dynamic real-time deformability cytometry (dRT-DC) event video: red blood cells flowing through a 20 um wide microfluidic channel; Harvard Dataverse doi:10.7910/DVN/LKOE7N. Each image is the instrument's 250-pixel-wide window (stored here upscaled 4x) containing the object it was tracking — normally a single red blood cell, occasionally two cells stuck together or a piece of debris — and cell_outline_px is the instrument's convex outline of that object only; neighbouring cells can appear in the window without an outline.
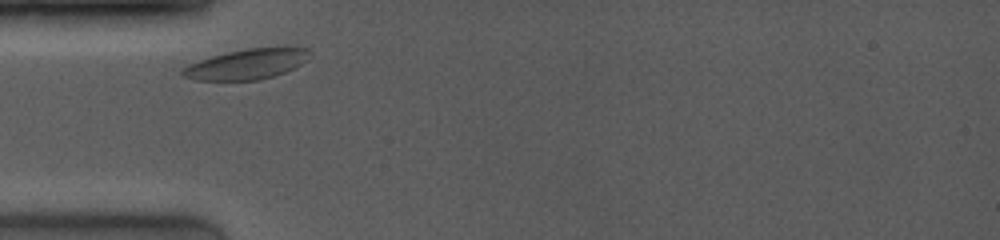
{"species": "common noctule bat (a hibernating species)", "species_latin": "Nyctalus noctula", "temperature_condition": "room temperature", "stored_images_in_passage": 3, "camera_frame_rate_fps": 4000, "um_per_image_px": 0.085, "animal": {"sex": "female", "body_mass_g": 19.0, "forearm_length_mm": 53.3}, "frame": {"image": 1, "passage_image": 1, "time_ms": 0.0, "image_size_px": [1000, 240], "cell_outline_px": [[312, 52], [308, 60], [284, 72], [260, 80], [196, 80], [180, 76], [180, 68], [188, 64], [212, 56], [228, 52], [248, 48], [308, 48]], "centroid_in_image_um": [20.93, 5.46], "position_along_channel_um": 64.1, "area_um2": 22.31}}